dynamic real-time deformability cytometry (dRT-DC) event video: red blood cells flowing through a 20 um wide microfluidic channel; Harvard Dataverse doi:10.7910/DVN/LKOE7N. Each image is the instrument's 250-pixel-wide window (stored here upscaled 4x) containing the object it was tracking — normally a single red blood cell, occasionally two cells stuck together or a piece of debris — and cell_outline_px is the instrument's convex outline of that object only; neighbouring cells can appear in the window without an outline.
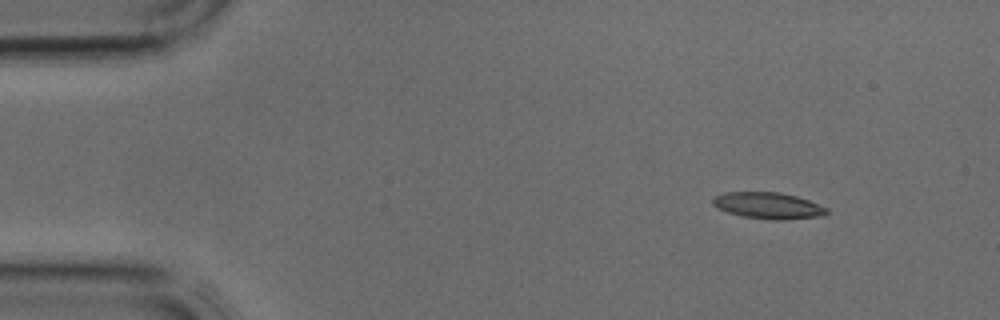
{"species": "common noctule bat (a hibernating species)", "species_latin": "Nyctalus noctula", "temperature_condition": "cold", "stored_images_in_passage": 3, "camera_frame_rate_fps": 3000, "um_per_image_px": 0.085, "animal": {"sex": "male", "body_mass_g": 17.9, "forearm_length_mm": 54.2}, "frame": {"image": 1, "passage_image": 1, "time_ms": 0.0, "image_size_px": [1000, 320], "cell_outline_px": [[828, 212], [824, 216], [784, 220], [772, 220], [744, 216], [728, 212], [716, 208], [712, 204], [712, 200], [716, 196], [724, 192], [780, 192], [796, 196], [808, 200], [828, 208]], "centroid_in_image_um": [65.31, 17.48], "position_along_channel_um": 19.7, "area_um2": 17.57}}
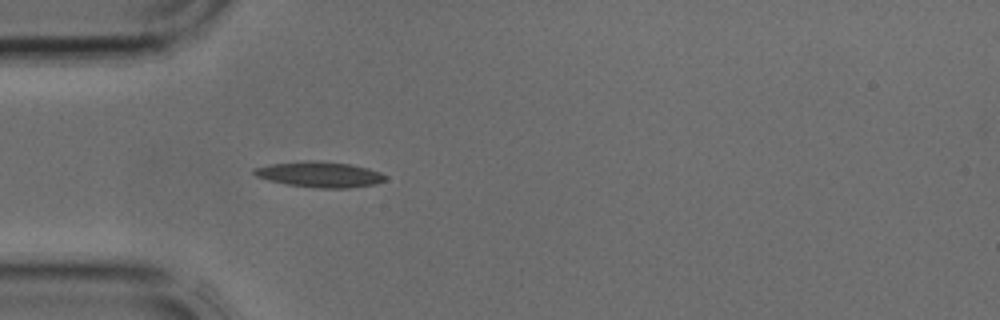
{"frame": {"image": 2, "passage_image": 3, "time_ms": 0.667, "image_size_px": [1000, 320], "cell_outline_px": [[388, 180], [376, 184], [348, 188], [320, 188], [288, 184], [268, 180], [256, 176], [252, 172], [252, 168], [268, 164], [304, 160], [316, 160], [348, 164], [368, 168], [380, 172], [388, 176]], "centroid_in_image_um": [27.18, 14.82], "position_along_channel_um": 57.8, "area_um2": 19.77}}